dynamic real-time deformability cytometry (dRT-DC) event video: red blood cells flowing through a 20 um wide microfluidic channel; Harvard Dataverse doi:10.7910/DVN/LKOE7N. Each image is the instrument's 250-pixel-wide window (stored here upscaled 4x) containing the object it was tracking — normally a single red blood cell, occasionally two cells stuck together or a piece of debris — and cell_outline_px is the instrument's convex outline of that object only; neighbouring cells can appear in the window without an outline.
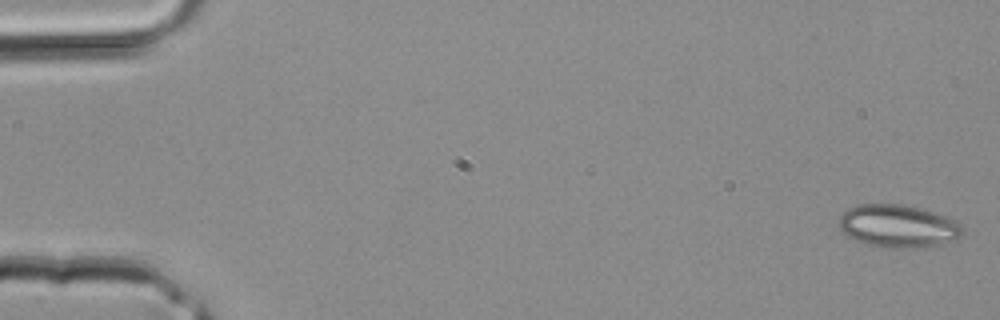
{"species": "common noctule bat (a hibernating species)", "species_latin": "Nyctalus noctula", "temperature_condition": "room temperature", "stored_images_in_passage": 40, "camera_frame_rate_fps": 3000, "um_per_image_px": 0.085, "animal": {"sex": "male", "body_mass_g": 20.4}, "frame": {"image": 1, "passage_image": 1, "time_ms": 0.0, "image_size_px": [1000, 320], "cell_outline_px": [[964, 236], [952, 240], [936, 244], [912, 248], [880, 248], [856, 240], [840, 232], [836, 224], [840, 216], [848, 208], [856, 204], [904, 204], [920, 208], [956, 220], [964, 228]], "centroid_in_image_um": [76.29, 19.21], "position_along_channel_um": 8.7, "area_um2": 31.1}}
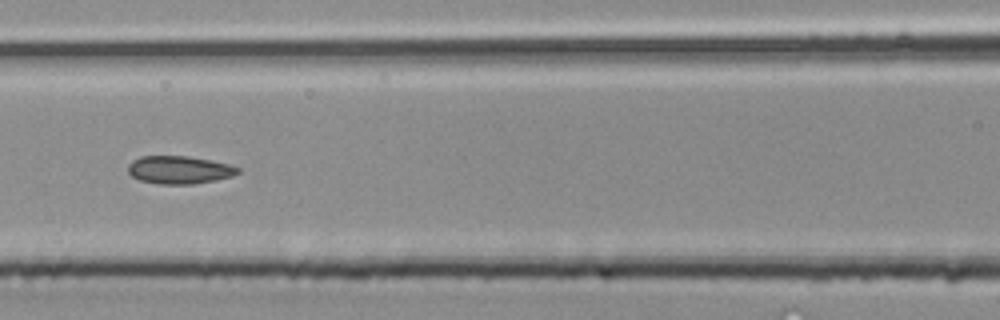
{"frame": {"image": 2, "passage_image": 18, "time_ms": 5.667, "image_size_px": [1000, 320], "cell_outline_px": [[240, 172], [232, 176], [216, 180], [192, 184], [160, 184], [140, 180], [132, 176], [128, 172], [128, 164], [132, 160], [140, 156], [188, 156], [212, 160], [228, 164], [240, 168]], "centroid_in_image_um": [15.24, 14.43], "position_along_channel_um": 151.4, "area_um2": 17.92}}
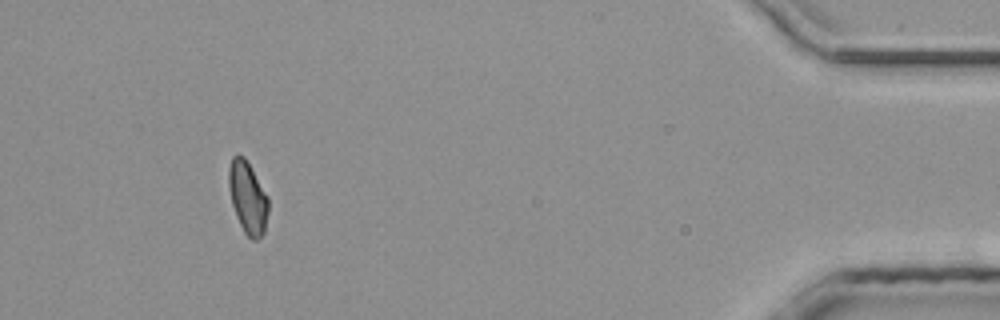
{"frame": {"image": 3, "passage_image": 37, "time_ms": 12.0, "image_size_px": [1000, 320], "cell_outline_px": [[268, 212], [264, 232], [256, 240], [252, 240], [244, 232], [236, 216], [232, 204], [228, 188], [228, 168], [232, 156], [236, 152], [244, 156], [268, 196]], "centroid_in_image_um": [21.03, 16.75], "position_along_channel_um": 414.2, "area_um2": 16.76}}